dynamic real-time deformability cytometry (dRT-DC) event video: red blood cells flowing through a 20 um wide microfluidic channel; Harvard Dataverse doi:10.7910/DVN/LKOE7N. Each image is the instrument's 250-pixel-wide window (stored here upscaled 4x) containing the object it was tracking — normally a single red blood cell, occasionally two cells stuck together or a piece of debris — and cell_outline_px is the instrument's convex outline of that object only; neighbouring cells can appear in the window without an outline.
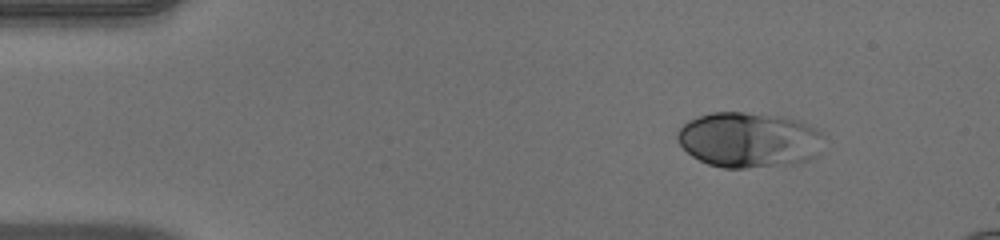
{"species": "human", "species_latin": "Homo sapiens", "temperature_condition": "warm", "stored_images_in_passage": 47, "segment_of_instrument_passage": [1, 2], "camera_frame_rate_fps": 3000, "um_per_image_px": 0.085, "donor": {"sex": "male"}, "frame": {"image": 1, "passage_image": 1, "time_ms": 0.0, "image_size_px": [1000, 240], "cell_outline_px": [[824, 136], [812, 156], [808, 160], [792, 164], [744, 168], [724, 168], [708, 164], [692, 156], [680, 144], [676, 136], [676, 132], [688, 120], [696, 116], [712, 112], [744, 112], [780, 116], [800, 120], [816, 128]], "centroid_in_image_um": [63.61, 11.87], "position_along_channel_um": 21.4, "area_um2": 47.05}}
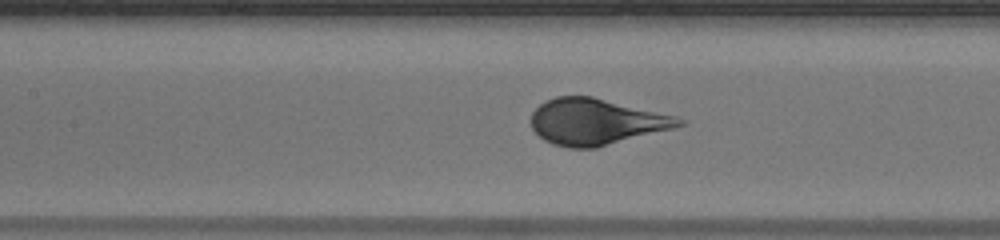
{"frame": {"image": 2, "passage_image": 18, "time_ms": 5.667, "image_size_px": [1000, 240], "cell_outline_px": [[688, 120], [684, 124], [676, 128], [596, 148], [568, 148], [552, 144], [544, 140], [532, 128], [532, 112], [540, 104], [556, 96], [592, 96], [676, 116]], "centroid_in_image_um": [50.7, 10.36], "position_along_channel_um": 156.7, "area_um2": 39.88}}
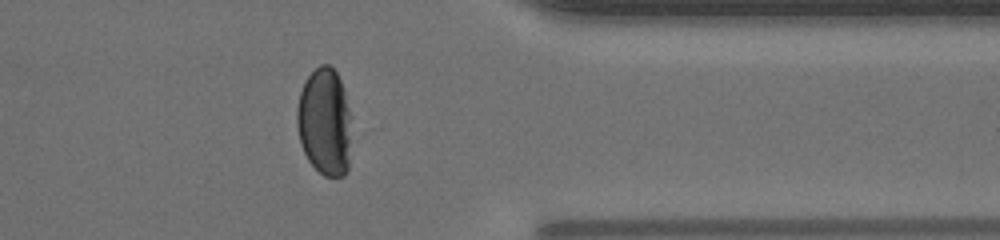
{"frame": {"image": 3, "passage_image": 36, "time_ms": 11.667, "image_size_px": [1000, 240], "cell_outline_px": [[352, 116], [348, 172], [344, 176], [324, 176], [308, 160], [300, 144], [296, 124], [296, 108], [300, 92], [308, 76], [320, 64], [328, 64], [336, 72], [340, 80]], "centroid_in_image_um": [27.6, 10.38], "position_along_channel_um": 383.8, "area_um2": 34.56}}